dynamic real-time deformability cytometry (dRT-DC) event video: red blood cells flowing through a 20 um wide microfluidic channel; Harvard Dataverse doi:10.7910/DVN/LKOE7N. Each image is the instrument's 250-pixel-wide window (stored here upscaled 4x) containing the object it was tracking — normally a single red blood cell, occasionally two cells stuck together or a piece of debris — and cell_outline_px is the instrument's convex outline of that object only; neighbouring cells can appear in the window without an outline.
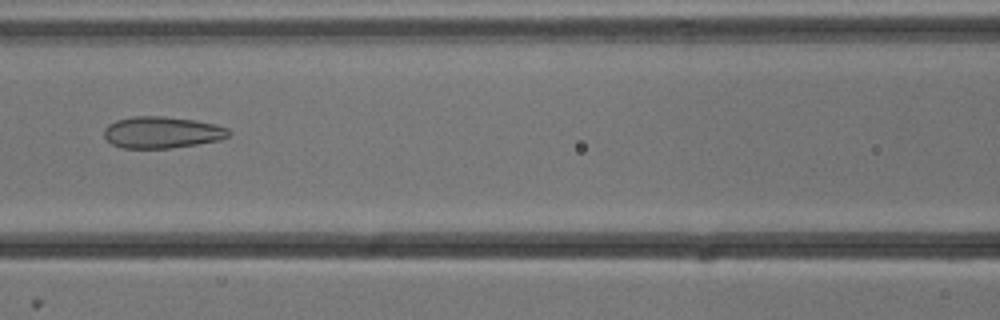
{"species": "common noctule bat (a hibernating species)", "species_latin": "Nyctalus noctula", "temperature_condition": "cold", "stored_images_in_passage": 53, "camera_frame_rate_fps": 3000, "um_per_image_px": 0.085, "animal": {"sex": "male", "body_mass_g": 13.3}, "frame": {"image": 1, "passage_image": 23, "time_ms": 7.333, "image_size_px": [1000, 320], "cell_outline_px": [[232, 132], [228, 136], [220, 140], [196, 144], [168, 148], [120, 148], [112, 144], [104, 136], [104, 128], [108, 124], [116, 120], [132, 116], [164, 116], [196, 120], [216, 124], [228, 128]], "centroid_in_image_um": [13.77, 11.24], "position_along_channel_um": 152.8, "area_um2": 23.12}}
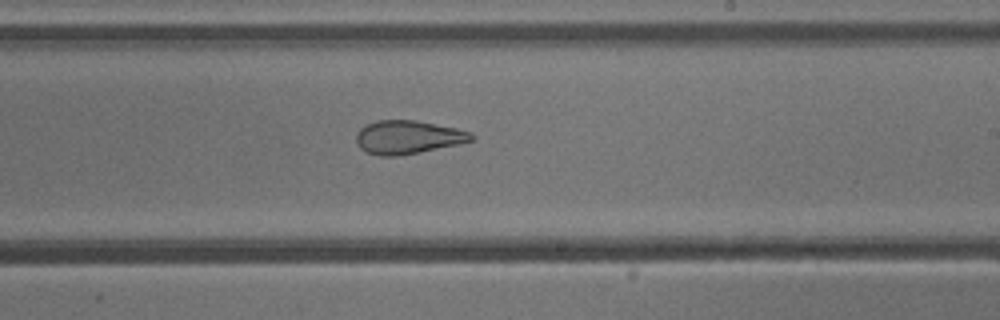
{"frame": {"image": 2, "passage_image": 31, "time_ms": 10.0, "image_size_px": [1000, 320], "cell_outline_px": [[476, 136], [472, 140], [460, 144], [396, 156], [380, 156], [368, 152], [360, 148], [356, 144], [356, 132], [360, 128], [376, 120], [416, 120], [456, 128], [472, 132]], "centroid_in_image_um": [34.67, 11.65], "position_along_channel_um": 254.3, "area_um2": 22.43}}
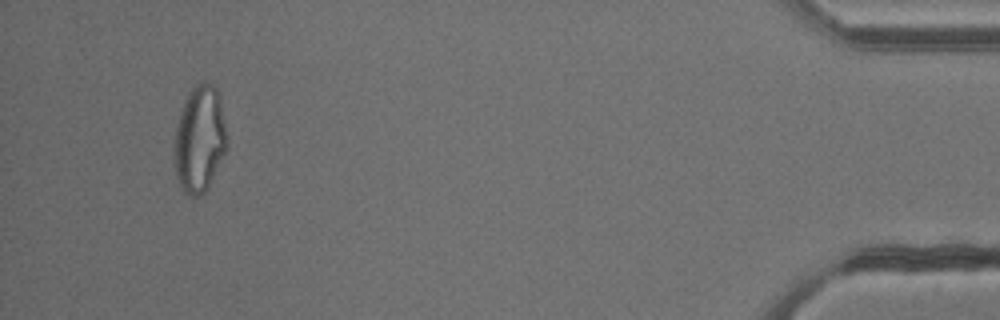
{"frame": {"image": 3, "passage_image": 50, "time_ms": 16.333, "image_size_px": [1000, 320], "cell_outline_px": [[228, 148], [208, 188], [204, 192], [196, 196], [192, 196], [184, 192], [180, 188], [176, 176], [176, 128], [180, 112], [184, 100], [188, 92], [196, 84], [204, 80], [212, 84], [216, 88], [220, 100], [228, 136]], "centroid_in_image_um": [17.01, 11.81], "position_along_channel_um": 418.2, "area_um2": 32.71}, "authors_computed_cell_mechanics": {"area_um2": 29.0156, "velocity_mm_per_s": 3.8238, "shape_relaxation_time_tau1_ms": null, "shape_relaxation_time_tau2_ms": 1.8271, "deformation_change_tau1": null, "deformation_change_tau2": 0.0871}}